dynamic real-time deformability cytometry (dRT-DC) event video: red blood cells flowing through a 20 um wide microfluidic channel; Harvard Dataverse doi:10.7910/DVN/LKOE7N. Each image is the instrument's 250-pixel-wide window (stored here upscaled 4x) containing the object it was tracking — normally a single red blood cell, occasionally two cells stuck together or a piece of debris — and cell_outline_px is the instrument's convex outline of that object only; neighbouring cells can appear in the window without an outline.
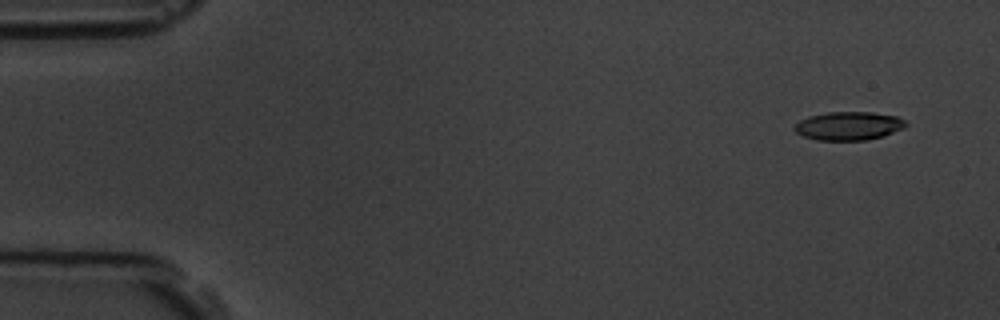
{"species": "common noctule bat (a hibernating species)", "species_latin": "Nyctalus noctula", "temperature_condition": "room temperature", "stored_images_in_passage": 5, "camera_frame_rate_fps": 3000, "um_per_image_px": 0.085, "animal": {"sex": "male", "body_mass_g": 19.5, "forearm_length_mm": 54.6}, "frame": {"image": 1, "passage_image": 2, "time_ms": 1.0, "image_size_px": [1000, 320], "cell_outline_px": [[908, 124], [904, 128], [884, 136], [864, 140], [816, 140], [804, 136], [796, 132], [792, 128], [800, 120], [808, 116], [828, 112], [872, 112], [896, 116], [904, 120]], "centroid_in_image_um": [72.13, 10.7], "position_along_channel_um": 12.9, "area_um2": 18.5}}
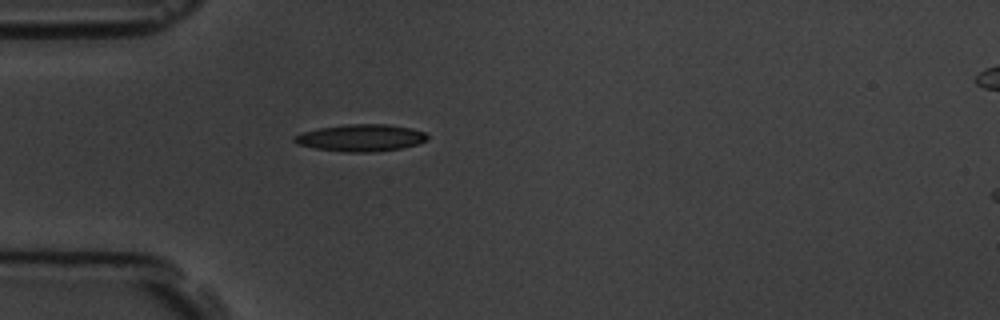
{"frame": {"image": 2, "passage_image": 5, "time_ms": 5.333, "image_size_px": [1000, 320], "cell_outline_px": [[428, 140], [416, 144], [400, 148], [372, 152], [348, 152], [316, 148], [296, 144], [292, 140], [292, 136], [304, 132], [320, 128], [348, 124], [388, 124], [412, 128], [424, 132], [428, 136]], "centroid_in_image_um": [30.67, 11.71], "position_along_channel_um": 54.3, "area_um2": 20.81}}